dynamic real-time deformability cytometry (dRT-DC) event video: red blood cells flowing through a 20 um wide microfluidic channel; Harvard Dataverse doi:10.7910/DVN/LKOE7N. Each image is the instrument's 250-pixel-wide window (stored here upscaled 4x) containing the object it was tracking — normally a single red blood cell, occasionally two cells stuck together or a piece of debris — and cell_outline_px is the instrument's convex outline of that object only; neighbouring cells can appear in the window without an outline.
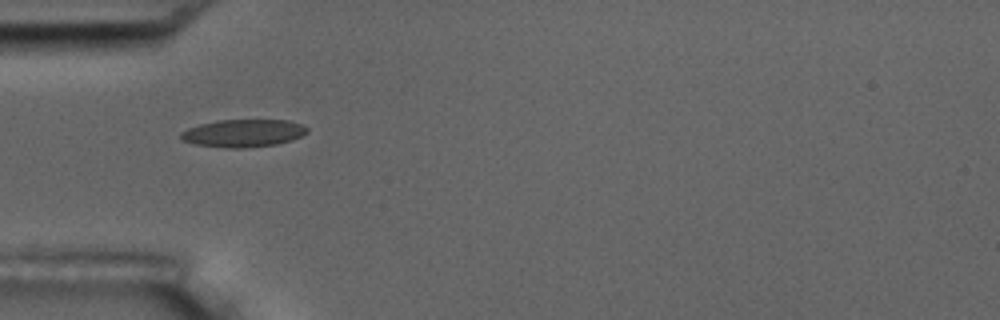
{"species": "common noctule bat (a hibernating species)", "species_latin": "Nyctalus noctula", "temperature_condition": "room temperature", "stored_images_in_passage": 3, "camera_frame_rate_fps": 3000, "um_per_image_px": 0.085, "animal": {"sex": "male", "body_mass_g": 17.5, "forearm_length_mm": 52.3}, "frame": {"image": 1, "passage_image": 1, "time_ms": 0.0, "image_size_px": [1000, 320], "cell_outline_px": [[308, 132], [292, 140], [276, 144], [244, 148], [224, 148], [196, 144], [180, 140], [180, 132], [188, 128], [200, 124], [216, 120], [288, 120], [300, 124], [308, 128]], "centroid_in_image_um": [20.65, 11.32], "position_along_channel_um": 64.4, "area_um2": 20.4}}